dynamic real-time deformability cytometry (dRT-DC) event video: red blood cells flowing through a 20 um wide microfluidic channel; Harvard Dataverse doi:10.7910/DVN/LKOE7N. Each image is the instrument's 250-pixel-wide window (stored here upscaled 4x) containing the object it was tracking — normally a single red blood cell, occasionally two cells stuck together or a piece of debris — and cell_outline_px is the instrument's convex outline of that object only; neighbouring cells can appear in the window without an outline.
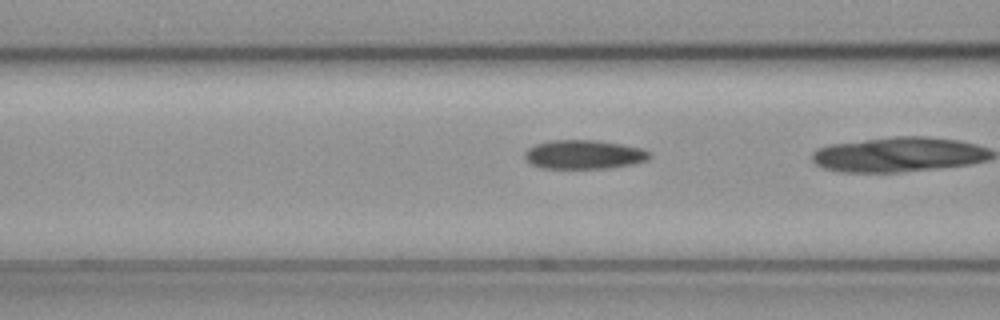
{"species": "common noctule bat (a hibernating species)", "species_latin": "Nyctalus noctula", "temperature_condition": "cold", "stored_images_in_passage": 17, "camera_frame_rate_fps": 3000, "um_per_image_px": 0.085, "animal": {"sex": "female", "body_mass_g": 19.3, "forearm_length_mm": 54.1}, "frame": {"image": 1, "passage_image": 15, "time_ms": 4.667, "image_size_px": [1000, 320], "cell_outline_px": [[652, 156], [648, 160], [632, 164], [604, 168], [540, 168], [524, 160], [524, 152], [528, 148], [536, 144], [548, 140], [596, 140], [644, 148], [652, 152]], "centroid_in_image_um": [49.64, 13.13], "position_along_channel_um": 117.0, "area_um2": 21.27}}